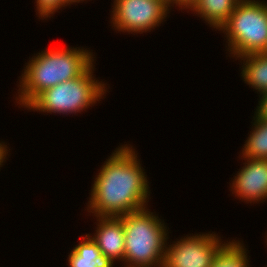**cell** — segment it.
Returning a JSON list of instances; mask_svg holds the SVG:
<instances>
[{"instance_id": "20", "label": "cell", "mask_w": 267, "mask_h": 267, "mask_svg": "<svg viewBox=\"0 0 267 267\" xmlns=\"http://www.w3.org/2000/svg\"><path fill=\"white\" fill-rule=\"evenodd\" d=\"M158 1H161L169 9V1L170 0H158Z\"/></svg>"}, {"instance_id": "14", "label": "cell", "mask_w": 267, "mask_h": 267, "mask_svg": "<svg viewBox=\"0 0 267 267\" xmlns=\"http://www.w3.org/2000/svg\"><path fill=\"white\" fill-rule=\"evenodd\" d=\"M243 241H225L214 256L211 267H251Z\"/></svg>"}, {"instance_id": "21", "label": "cell", "mask_w": 267, "mask_h": 267, "mask_svg": "<svg viewBox=\"0 0 267 267\" xmlns=\"http://www.w3.org/2000/svg\"><path fill=\"white\" fill-rule=\"evenodd\" d=\"M263 53L267 54V46H266V49H265V51Z\"/></svg>"}, {"instance_id": "4", "label": "cell", "mask_w": 267, "mask_h": 267, "mask_svg": "<svg viewBox=\"0 0 267 267\" xmlns=\"http://www.w3.org/2000/svg\"><path fill=\"white\" fill-rule=\"evenodd\" d=\"M94 66L93 63L75 79L58 83L44 90L26 107L27 110L73 116L94 106L108 92L107 83L100 82L93 75Z\"/></svg>"}, {"instance_id": "19", "label": "cell", "mask_w": 267, "mask_h": 267, "mask_svg": "<svg viewBox=\"0 0 267 267\" xmlns=\"http://www.w3.org/2000/svg\"><path fill=\"white\" fill-rule=\"evenodd\" d=\"M71 5L74 3L76 5V3L78 4L79 2L82 3L86 0H67Z\"/></svg>"}, {"instance_id": "8", "label": "cell", "mask_w": 267, "mask_h": 267, "mask_svg": "<svg viewBox=\"0 0 267 267\" xmlns=\"http://www.w3.org/2000/svg\"><path fill=\"white\" fill-rule=\"evenodd\" d=\"M244 166L239 169L230 183L232 195L246 203L267 200V160L241 158Z\"/></svg>"}, {"instance_id": "6", "label": "cell", "mask_w": 267, "mask_h": 267, "mask_svg": "<svg viewBox=\"0 0 267 267\" xmlns=\"http://www.w3.org/2000/svg\"><path fill=\"white\" fill-rule=\"evenodd\" d=\"M111 26L116 31L142 34L161 26L169 9L158 0H114Z\"/></svg>"}, {"instance_id": "17", "label": "cell", "mask_w": 267, "mask_h": 267, "mask_svg": "<svg viewBox=\"0 0 267 267\" xmlns=\"http://www.w3.org/2000/svg\"><path fill=\"white\" fill-rule=\"evenodd\" d=\"M259 98L260 99L258 101L255 113L259 117L267 119V92H264L261 95H259Z\"/></svg>"}, {"instance_id": "3", "label": "cell", "mask_w": 267, "mask_h": 267, "mask_svg": "<svg viewBox=\"0 0 267 267\" xmlns=\"http://www.w3.org/2000/svg\"><path fill=\"white\" fill-rule=\"evenodd\" d=\"M148 210L120 216L125 231L124 267H163L169 229Z\"/></svg>"}, {"instance_id": "12", "label": "cell", "mask_w": 267, "mask_h": 267, "mask_svg": "<svg viewBox=\"0 0 267 267\" xmlns=\"http://www.w3.org/2000/svg\"><path fill=\"white\" fill-rule=\"evenodd\" d=\"M238 2L239 0H199L191 11L219 31Z\"/></svg>"}, {"instance_id": "2", "label": "cell", "mask_w": 267, "mask_h": 267, "mask_svg": "<svg viewBox=\"0 0 267 267\" xmlns=\"http://www.w3.org/2000/svg\"><path fill=\"white\" fill-rule=\"evenodd\" d=\"M93 56L87 48L59 46L29 57L18 82L16 102L26 108L44 90L81 76L95 62Z\"/></svg>"}, {"instance_id": "10", "label": "cell", "mask_w": 267, "mask_h": 267, "mask_svg": "<svg viewBox=\"0 0 267 267\" xmlns=\"http://www.w3.org/2000/svg\"><path fill=\"white\" fill-rule=\"evenodd\" d=\"M67 257L68 267H114V262L101 253L88 234L81 238Z\"/></svg>"}, {"instance_id": "1", "label": "cell", "mask_w": 267, "mask_h": 267, "mask_svg": "<svg viewBox=\"0 0 267 267\" xmlns=\"http://www.w3.org/2000/svg\"><path fill=\"white\" fill-rule=\"evenodd\" d=\"M136 153L133 146L124 144L104 161L86 203L92 216L120 217L149 206V181Z\"/></svg>"}, {"instance_id": "15", "label": "cell", "mask_w": 267, "mask_h": 267, "mask_svg": "<svg viewBox=\"0 0 267 267\" xmlns=\"http://www.w3.org/2000/svg\"><path fill=\"white\" fill-rule=\"evenodd\" d=\"M36 2V13L39 15L38 17L43 20H47V18H51L55 12H58L59 9L66 6H71V4L67 0H35ZM52 15V16H51Z\"/></svg>"}, {"instance_id": "13", "label": "cell", "mask_w": 267, "mask_h": 267, "mask_svg": "<svg viewBox=\"0 0 267 267\" xmlns=\"http://www.w3.org/2000/svg\"><path fill=\"white\" fill-rule=\"evenodd\" d=\"M252 121V130L240 155L242 158L267 160V119L259 117L254 112Z\"/></svg>"}, {"instance_id": "18", "label": "cell", "mask_w": 267, "mask_h": 267, "mask_svg": "<svg viewBox=\"0 0 267 267\" xmlns=\"http://www.w3.org/2000/svg\"><path fill=\"white\" fill-rule=\"evenodd\" d=\"M8 146L5 144V142L1 141L0 142V167L4 165L3 163L6 162L5 159H7V155L10 152V149L8 150ZM9 151V152H8Z\"/></svg>"}, {"instance_id": "11", "label": "cell", "mask_w": 267, "mask_h": 267, "mask_svg": "<svg viewBox=\"0 0 267 267\" xmlns=\"http://www.w3.org/2000/svg\"><path fill=\"white\" fill-rule=\"evenodd\" d=\"M237 59H241V65L243 63L241 76L244 82L257 90V94L267 92V54H250Z\"/></svg>"}, {"instance_id": "5", "label": "cell", "mask_w": 267, "mask_h": 267, "mask_svg": "<svg viewBox=\"0 0 267 267\" xmlns=\"http://www.w3.org/2000/svg\"><path fill=\"white\" fill-rule=\"evenodd\" d=\"M239 1L219 31L225 35L229 56L263 53L267 46V2Z\"/></svg>"}, {"instance_id": "16", "label": "cell", "mask_w": 267, "mask_h": 267, "mask_svg": "<svg viewBox=\"0 0 267 267\" xmlns=\"http://www.w3.org/2000/svg\"><path fill=\"white\" fill-rule=\"evenodd\" d=\"M199 0H170L169 1V11L172 9L171 6L174 7V5L176 4L175 7H179V10L182 9H189L188 12H190L194 6L197 4Z\"/></svg>"}, {"instance_id": "9", "label": "cell", "mask_w": 267, "mask_h": 267, "mask_svg": "<svg viewBox=\"0 0 267 267\" xmlns=\"http://www.w3.org/2000/svg\"><path fill=\"white\" fill-rule=\"evenodd\" d=\"M96 232L90 238L97 244L101 253L113 262L123 263L125 255V231L120 217L95 216ZM92 236V237H91Z\"/></svg>"}, {"instance_id": "7", "label": "cell", "mask_w": 267, "mask_h": 267, "mask_svg": "<svg viewBox=\"0 0 267 267\" xmlns=\"http://www.w3.org/2000/svg\"><path fill=\"white\" fill-rule=\"evenodd\" d=\"M224 243L214 232L192 233L172 244L168 242L163 267H211L215 254Z\"/></svg>"}]
</instances>
